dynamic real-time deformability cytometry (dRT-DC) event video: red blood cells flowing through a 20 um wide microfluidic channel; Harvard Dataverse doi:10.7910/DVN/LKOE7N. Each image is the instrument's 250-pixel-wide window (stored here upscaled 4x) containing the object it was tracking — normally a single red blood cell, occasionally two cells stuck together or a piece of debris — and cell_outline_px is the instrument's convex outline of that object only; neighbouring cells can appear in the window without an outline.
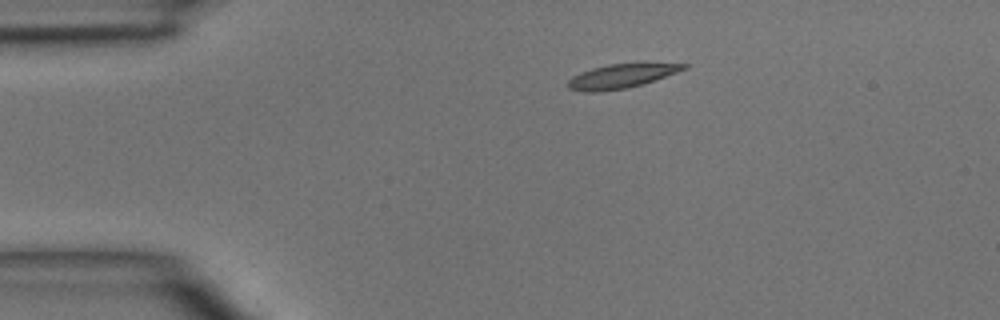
{"species": "common noctule bat (a hibernating species)", "species_latin": "Nyctalus noctula", "temperature_condition": "room temperature", "stored_images_in_passage": 2, "camera_frame_rate_fps": 3000, "um_per_image_px": 0.085, "animal": {"sex": "male", "body_mass_g": 15.6}, "frame": {"image": 1, "passage_image": 1, "time_ms": 0.0, "image_size_px": [1000, 320], "cell_outline_px": [[688, 68], [644, 84], [628, 88], [600, 92], [584, 92], [568, 88], [568, 80], [572, 76], [580, 72], [592, 68], [608, 64], [688, 64]], "centroid_in_image_um": [52.75, 6.49], "position_along_channel_um": 32.2, "area_um2": 16.13}}